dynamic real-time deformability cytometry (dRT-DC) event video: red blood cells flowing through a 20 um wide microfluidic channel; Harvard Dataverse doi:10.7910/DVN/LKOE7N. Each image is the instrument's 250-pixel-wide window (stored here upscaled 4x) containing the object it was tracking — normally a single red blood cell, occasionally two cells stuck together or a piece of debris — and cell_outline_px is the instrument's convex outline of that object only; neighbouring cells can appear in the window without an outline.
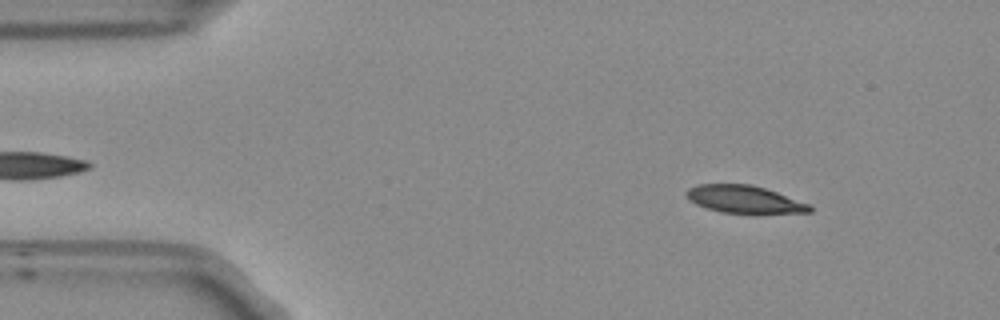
{"species": "Egyptian fruit bat (a non-hibernating species)", "species_latin": "Rousettus aegyptiacus", "temperature_condition": "room temperature", "stored_images_in_passage": 52, "camera_frame_rate_fps": 3000, "um_per_image_px": 0.085, "frame": {"image": 1, "passage_image": 6, "time_ms": 1.667, "image_size_px": [1000, 320], "cell_outline_px": [[812, 212], [724, 212], [708, 208], [696, 204], [688, 196], [688, 188], [700, 184], [752, 184], [776, 192], [808, 204], [812, 208]], "centroid_in_image_um": [63.26, 16.92], "position_along_channel_um": 21.7, "area_um2": 18.9}}
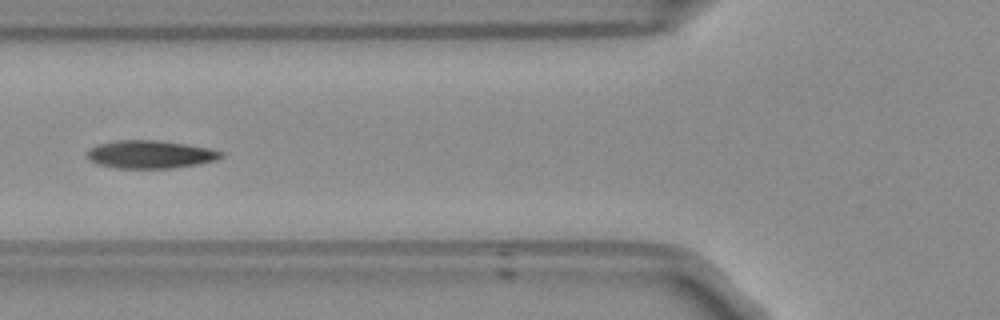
{"frame": {"image": 2, "passage_image": 19, "time_ms": 6.0, "image_size_px": [1000, 320], "cell_outline_px": [[224, 156], [216, 160], [196, 164], [172, 168], [116, 168], [96, 164], [88, 160], [88, 148], [100, 144], [116, 140], [160, 140], [208, 148], [224, 152]], "centroid_in_image_um": [12.75, 13.12], "position_along_channel_um": 113.0, "area_um2": 21.79}}
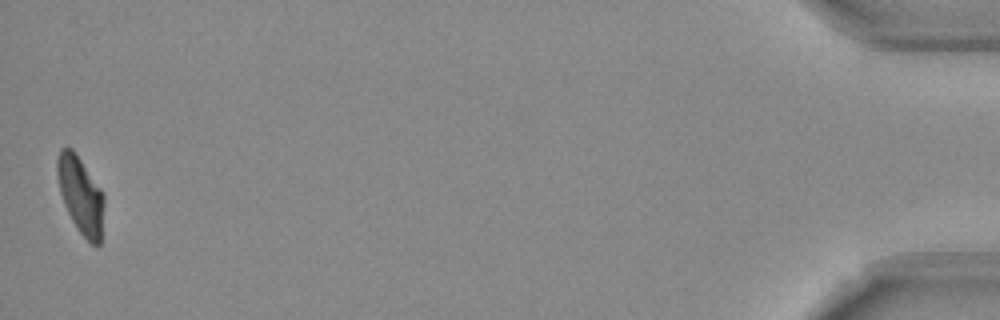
{"frame": {"image": 3, "passage_image": 52, "time_ms": 17.0, "image_size_px": [1000, 320], "cell_outline_px": [[104, 204], [100, 244], [92, 244], [76, 228], [64, 204], [60, 192], [56, 172], [56, 160], [60, 148], [72, 148], [100, 188], [104, 196]], "centroid_in_image_um": [6.83, 16.57], "position_along_channel_um": 428.4, "area_um2": 20.75}, "authors_computed_cell_mechanics": {"area_um2": 21.4438, "velocity_mm_per_s": 3.7645, "shape_relaxation_time_tau1_ms": 8.2001, "shape_relaxation_time_tau2_ms": 2.4757, "deformation_change_tau1": 0.2236, "deformation_change_tau2": 0.0774}}